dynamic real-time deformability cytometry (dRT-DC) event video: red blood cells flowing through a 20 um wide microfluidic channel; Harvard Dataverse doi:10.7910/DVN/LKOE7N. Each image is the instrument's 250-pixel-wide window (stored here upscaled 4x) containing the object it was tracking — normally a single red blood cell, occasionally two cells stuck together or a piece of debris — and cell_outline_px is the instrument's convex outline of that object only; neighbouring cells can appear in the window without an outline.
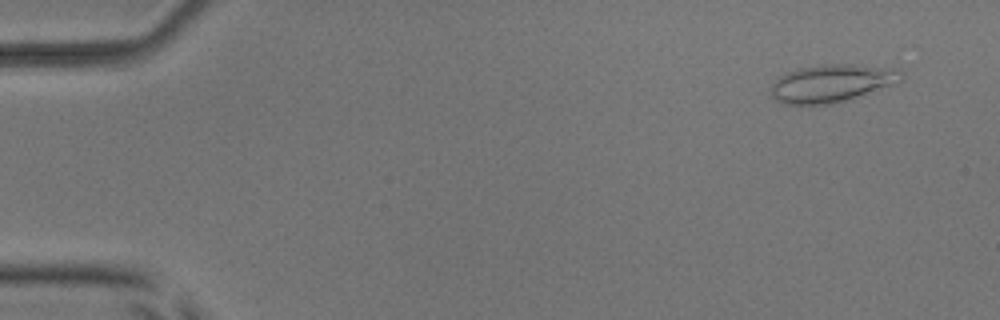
{"species": "common noctule bat (a hibernating species)", "species_latin": "Nyctalus noctula", "temperature_condition": "room temperature", "stored_images_in_passage": 43, "camera_frame_rate_fps": 3000, "um_per_image_px": 0.085, "animal": {"sex": "male", "body_mass_g": 17.9, "forearm_length_mm": 54.2}, "frame": {"image": 1, "passage_image": 4, "time_ms": 1.0, "image_size_px": [1000, 320], "cell_outline_px": [[904, 80], [832, 104], [784, 104], [768, 96], [772, 84], [784, 72], [800, 68], [824, 64], [852, 64], [900, 68], [904, 72]], "centroid_in_image_um": [70.68, 7.06], "position_along_channel_um": 14.3, "area_um2": 28.73}}
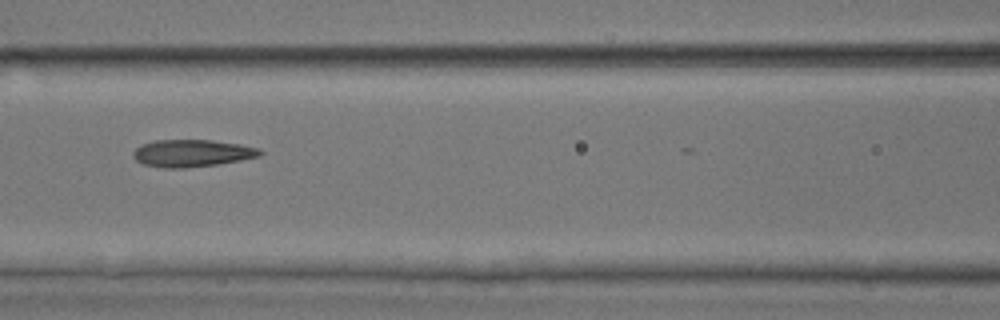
{"frame": {"image": 2, "passage_image": 24, "time_ms": 7.667, "image_size_px": [1000, 320], "cell_outline_px": [[264, 152], [260, 156], [240, 160], [216, 164], [184, 168], [160, 168], [144, 164], [136, 160], [132, 156], [132, 152], [140, 144], [156, 140], [212, 140], [240, 144], [260, 148]], "centroid_in_image_um": [16.31, 13.02], "position_along_channel_um": 150.3, "area_um2": 20.23}}
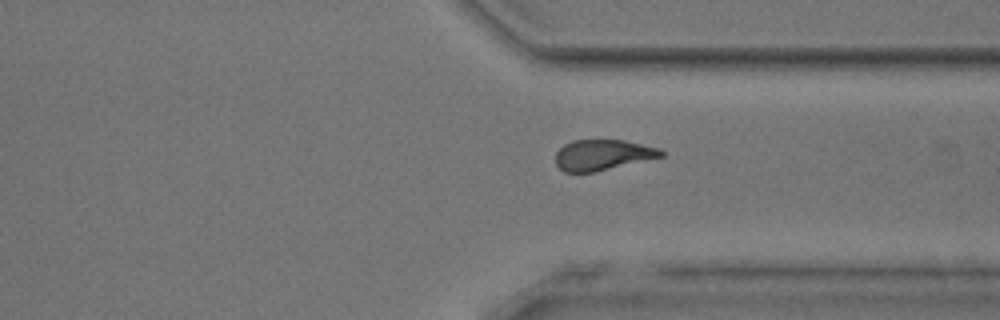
{"frame": {"image": 3, "passage_image": 40, "time_ms": 13.0, "image_size_px": [1000, 320], "cell_outline_px": [[664, 156], [592, 172], [564, 172], [556, 164], [556, 152], [564, 144], [572, 140], [624, 140], [660, 148], [664, 152]], "centroid_in_image_um": [51.22, 13.15], "position_along_channel_um": 360.2, "area_um2": 18.67}}